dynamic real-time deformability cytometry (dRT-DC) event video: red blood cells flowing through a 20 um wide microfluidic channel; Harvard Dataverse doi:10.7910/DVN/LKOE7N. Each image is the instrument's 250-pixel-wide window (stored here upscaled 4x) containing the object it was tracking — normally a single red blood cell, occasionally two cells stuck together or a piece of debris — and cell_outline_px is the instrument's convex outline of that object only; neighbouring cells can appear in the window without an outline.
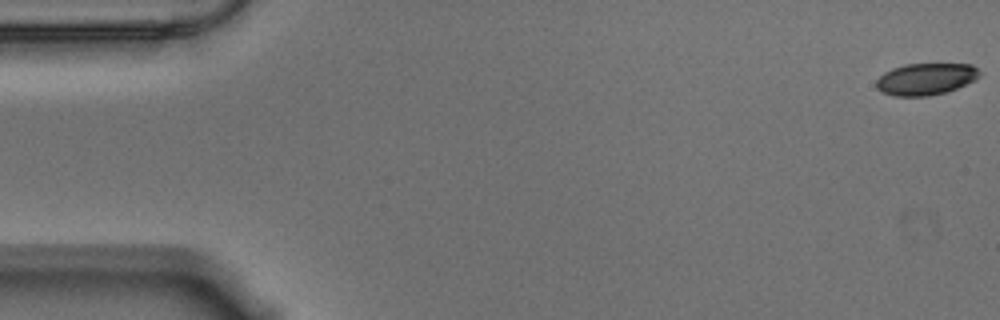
{"species": "Egyptian fruit bat (a non-hibernating species)", "species_latin": "Rousettus aegyptiacus", "temperature_condition": "warm", "stored_images_in_passage": 15, "camera_frame_rate_fps": 3000, "um_per_image_px": 0.085, "animal": {"sex": "male"}, "frame": {"image": 1, "passage_image": 1, "time_ms": 0.0, "image_size_px": [1000, 320], "cell_outline_px": [[980, 76], [976, 80], [956, 88], [944, 92], [928, 96], [892, 96], [880, 92], [876, 88], [876, 80], [884, 72], [892, 68], [904, 64], [972, 64], [980, 72]], "centroid_in_image_um": [78.66, 6.72], "position_along_channel_um": 6.3, "area_um2": 19.25}}
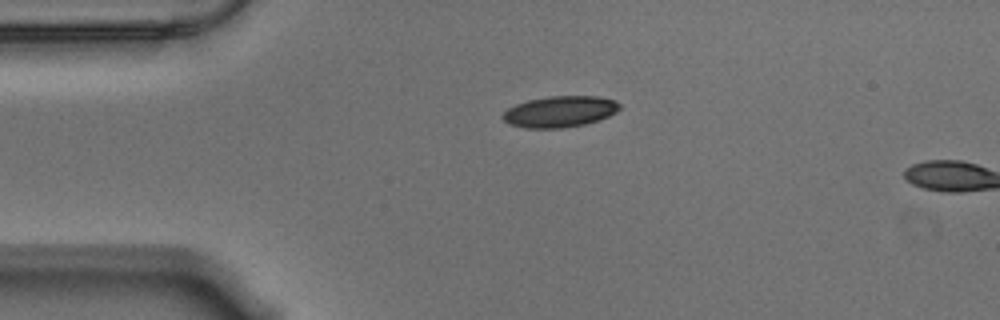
{"frame": {"image": 2, "passage_image": 13, "time_ms": 4.0, "image_size_px": [1000, 320], "cell_outline_px": [[620, 108], [616, 112], [608, 116], [584, 124], [560, 128], [524, 128], [508, 124], [500, 116], [508, 108], [516, 104], [528, 100], [548, 96], [600, 96], [616, 100], [620, 104]], "centroid_in_image_um": [47.57, 9.48], "position_along_channel_um": 37.4, "area_um2": 21.27}}